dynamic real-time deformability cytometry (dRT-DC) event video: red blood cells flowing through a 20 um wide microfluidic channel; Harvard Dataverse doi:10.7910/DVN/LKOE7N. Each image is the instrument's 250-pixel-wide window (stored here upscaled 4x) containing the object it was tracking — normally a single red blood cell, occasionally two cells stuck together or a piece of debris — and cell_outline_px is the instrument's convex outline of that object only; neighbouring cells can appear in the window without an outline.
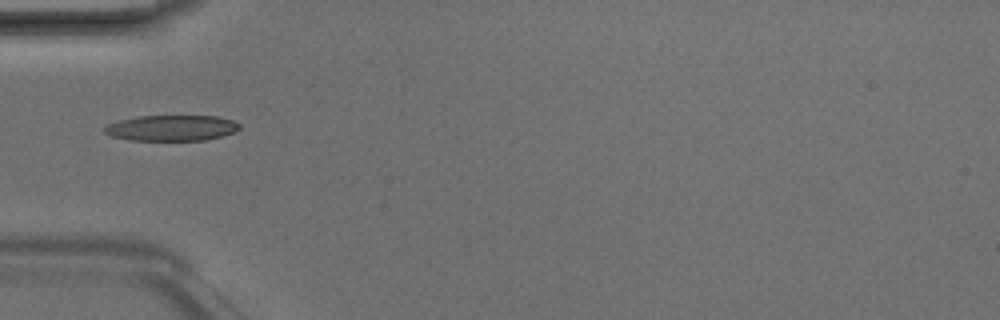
{"species": "Egyptian fruit bat (a non-hibernating species)", "species_latin": "Rousettus aegyptiacus", "temperature_condition": "room temperature", "stored_images_in_passage": 3, "camera_frame_rate_fps": 3000, "um_per_image_px": 0.085, "animal": {"sex": "male"}, "frame": {"image": 1, "passage_image": 3, "time_ms": 0.667, "image_size_px": [1000, 320], "cell_outline_px": [[240, 128], [232, 132], [220, 136], [204, 140], [128, 140], [112, 136], [104, 132], [100, 128], [108, 124], [120, 120], [140, 116], [216, 116], [232, 120], [240, 124]], "centroid_in_image_um": [14.53, 10.87], "position_along_channel_um": 70.5, "area_um2": 20.11}}